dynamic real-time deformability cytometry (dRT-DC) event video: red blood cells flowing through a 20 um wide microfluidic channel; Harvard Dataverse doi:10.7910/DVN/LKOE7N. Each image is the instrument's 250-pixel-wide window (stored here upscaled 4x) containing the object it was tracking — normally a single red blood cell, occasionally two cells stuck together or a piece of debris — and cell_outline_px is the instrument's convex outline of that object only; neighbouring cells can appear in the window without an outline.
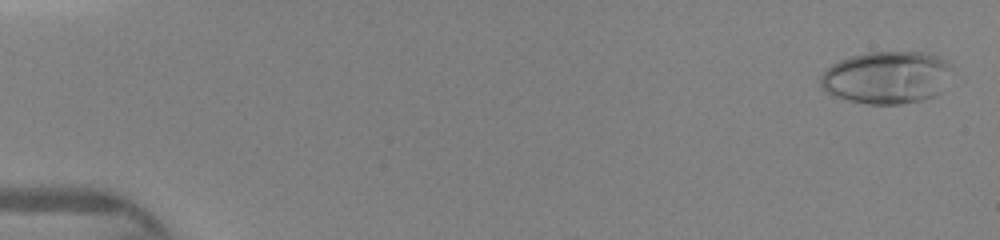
{"species": "human", "species_latin": "Homo sapiens", "temperature_condition": "warm", "stored_images_in_passage": 47, "camera_frame_rate_fps": 3000, "um_per_image_px": 0.085, "donor": {"sex": "female"}, "frame": {"image": 1, "passage_image": 2, "time_ms": 0.333, "image_size_px": [1000, 240], "cell_outline_px": [[952, 68], [940, 92], [936, 96], [920, 100], [900, 104], [868, 104], [832, 96], [824, 92], [820, 88], [820, 76], [832, 64], [848, 56], [868, 52], [924, 52], [940, 56], [952, 64]], "centroid_in_image_um": [75.35, 6.57], "position_along_channel_um": 9.7, "area_um2": 40.52}}
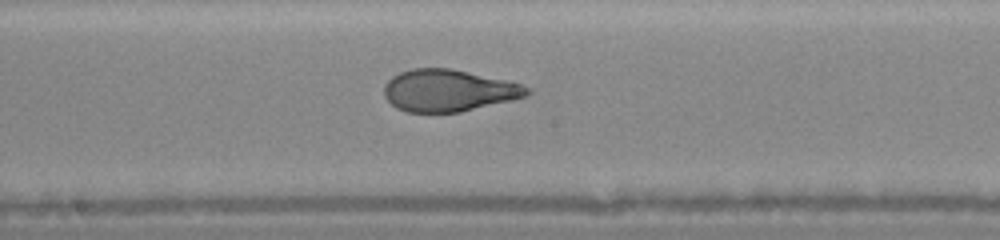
{"frame": {"image": 2, "passage_image": 26, "time_ms": 8.333, "image_size_px": [1000, 240], "cell_outline_px": [[532, 92], [528, 96], [512, 100], [460, 112], [408, 112], [396, 108], [384, 96], [384, 84], [392, 76], [400, 72], [412, 68], [452, 68], [512, 80], [528, 88]], "centroid_in_image_um": [38.16, 7.68], "position_along_channel_um": 210.0, "area_um2": 35.32}}
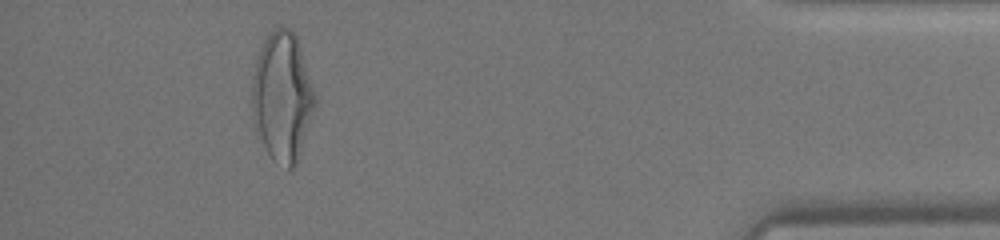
{"frame": {"image": 3, "passage_image": 43, "time_ms": 14.0, "image_size_px": [1000, 240], "cell_outline_px": [[316, 104], [296, 164], [292, 168], [288, 168], [276, 164], [272, 160], [264, 144], [252, 116], [252, 76], [256, 60], [268, 36], [280, 24], [288, 28], [296, 36], [300, 44], [316, 96]], "centroid_in_image_um": [24.01, 8.22], "position_along_channel_um": 411.2, "area_um2": 46.82}}